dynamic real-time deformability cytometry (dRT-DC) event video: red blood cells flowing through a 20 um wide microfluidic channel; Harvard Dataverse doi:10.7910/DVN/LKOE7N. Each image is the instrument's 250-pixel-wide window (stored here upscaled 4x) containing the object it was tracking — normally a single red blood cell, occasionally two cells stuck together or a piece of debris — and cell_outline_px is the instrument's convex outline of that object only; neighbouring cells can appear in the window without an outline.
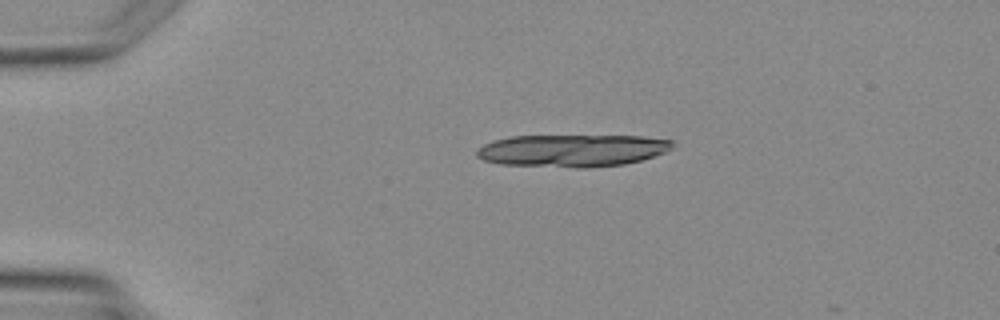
{"species": "Egyptian fruit bat (a non-hibernating species)", "species_latin": "Rousettus aegyptiacus", "temperature_condition": "warm", "stored_images_in_passage": 3, "camera_frame_rate_fps": 3000, "um_per_image_px": 0.085, "animal": {"sex": "female"}, "frame": {"image": 1, "passage_image": 2, "time_ms": 1.0, "image_size_px": [1000, 320], "cell_outline_px": [[672, 148], [664, 152], [640, 160], [624, 164], [588, 168], [576, 168], [500, 164], [484, 160], [476, 156], [476, 148], [484, 144], [508, 136], [640, 136], [672, 140]], "centroid_in_image_um": [48.59, 12.8], "position_along_channel_um": 36.4, "area_um2": 36.88}}